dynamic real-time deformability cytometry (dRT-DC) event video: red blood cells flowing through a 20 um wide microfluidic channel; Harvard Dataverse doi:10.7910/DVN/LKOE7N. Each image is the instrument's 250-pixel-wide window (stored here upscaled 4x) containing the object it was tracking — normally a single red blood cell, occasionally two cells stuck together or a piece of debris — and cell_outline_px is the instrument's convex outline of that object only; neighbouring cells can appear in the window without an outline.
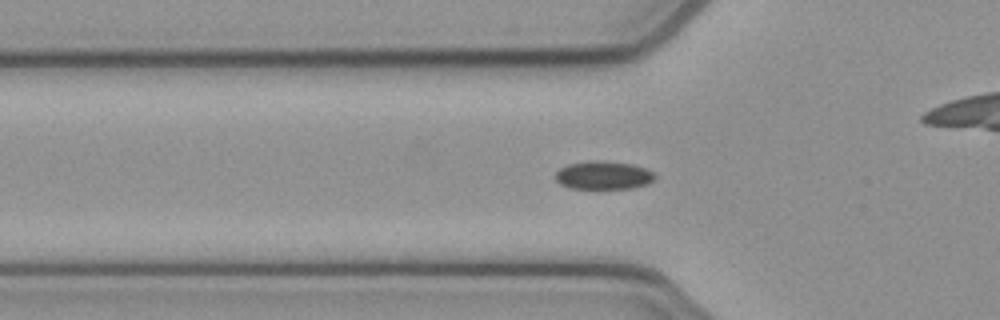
{"species": "common noctule bat (a hibernating species)", "species_latin": "Nyctalus noctula", "temperature_condition": "cold", "stored_images_in_passage": 43, "camera_frame_rate_fps": 3000, "um_per_image_px": 0.085, "animal": {"sex": "female", "body_mass_g": 21.9}, "frame": {"image": 1, "passage_image": 7, "time_ms": 2.0, "image_size_px": [1000, 320], "cell_outline_px": [[656, 176], [648, 184], [632, 188], [568, 188], [560, 184], [556, 180], [556, 172], [560, 168], [568, 164], [592, 160], [596, 160], [632, 164], [644, 168], [652, 172]], "centroid_in_image_um": [51.27, 14.9], "position_along_channel_um": 74.5, "area_um2": 16.24}}
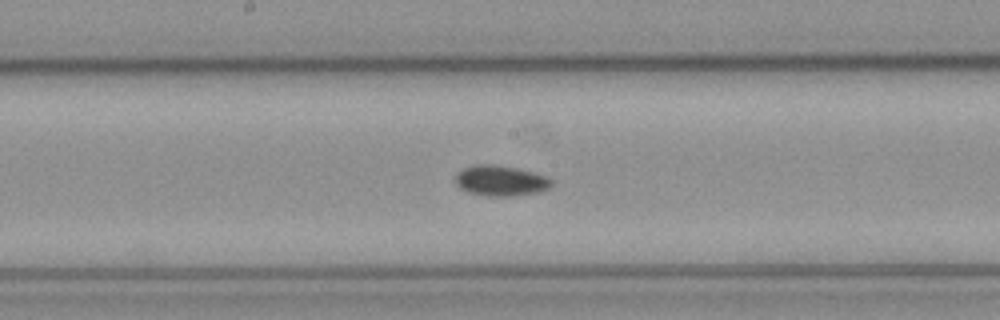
{"frame": {"image": 2, "passage_image": 17, "time_ms": 5.333, "image_size_px": [1000, 320], "cell_outline_px": [[552, 184], [548, 188], [540, 192], [512, 196], [484, 196], [468, 192], [460, 188], [456, 184], [456, 176], [464, 168], [476, 164], [492, 164], [516, 168], [536, 172], [552, 180]], "centroid_in_image_um": [42.57, 15.37], "position_along_channel_um": 205.6, "area_um2": 17.05}}
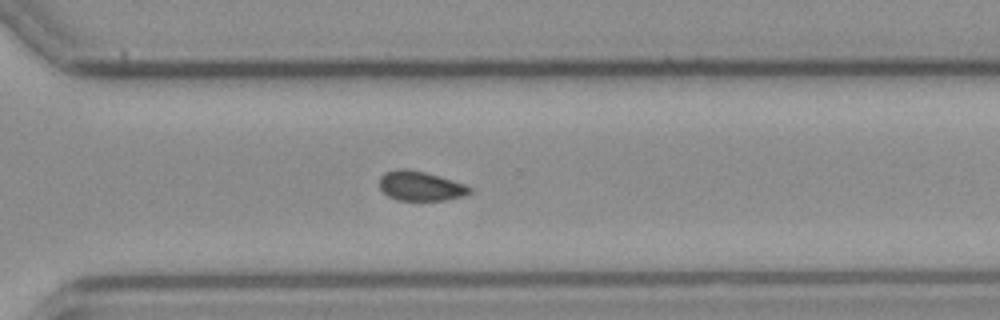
{"frame": {"image": 3, "passage_image": 27, "time_ms": 8.667, "image_size_px": [1000, 320], "cell_outline_px": [[472, 192], [464, 196], [444, 200], [396, 200], [388, 196], [380, 188], [380, 176], [384, 172], [396, 168], [408, 168], [440, 176], [464, 184], [472, 188]], "centroid_in_image_um": [35.72, 15.8], "position_along_channel_um": 334.9, "area_um2": 15.66}}